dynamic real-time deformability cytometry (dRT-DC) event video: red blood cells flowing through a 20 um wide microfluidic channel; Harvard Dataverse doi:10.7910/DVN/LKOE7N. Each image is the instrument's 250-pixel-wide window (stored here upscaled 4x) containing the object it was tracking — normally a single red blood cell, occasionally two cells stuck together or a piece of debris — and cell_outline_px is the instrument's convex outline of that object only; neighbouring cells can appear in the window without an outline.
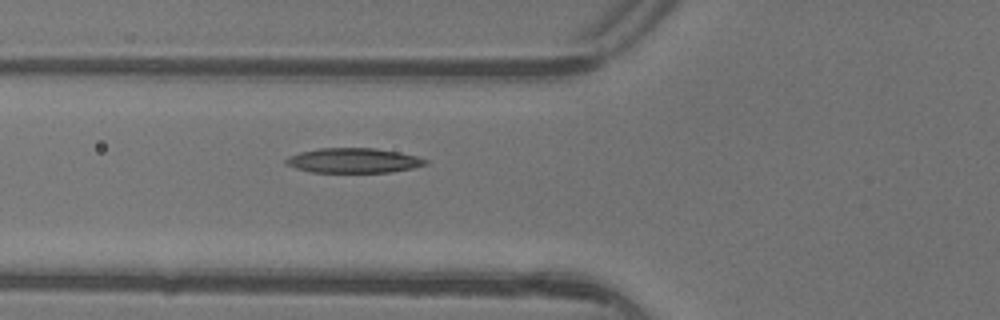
{"species": "common noctule bat (a hibernating species)", "species_latin": "Nyctalus noctula", "temperature_condition": "warm", "stored_images_in_passage": 3, "camera_frame_rate_fps": 3000, "um_per_image_px": 0.085, "animal": {"sex": "female"}, "frame": {"image": 1, "passage_image": 3, "time_ms": 0.667, "image_size_px": [1000, 320], "cell_outline_px": [[428, 164], [412, 168], [392, 172], [312, 172], [296, 168], [284, 164], [284, 160], [288, 156], [300, 152], [320, 148], [376, 148], [400, 152], [416, 156], [428, 160]], "centroid_in_image_um": [30.04, 13.64], "position_along_channel_um": 95.8, "area_um2": 20.23}}